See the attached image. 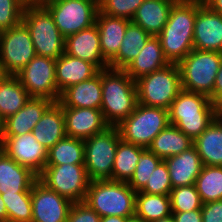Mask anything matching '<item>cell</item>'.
Returning a JSON list of instances; mask_svg holds the SVG:
<instances>
[{"instance_id": "9f6ffc18", "label": "cell", "mask_w": 222, "mask_h": 222, "mask_svg": "<svg viewBox=\"0 0 222 222\" xmlns=\"http://www.w3.org/2000/svg\"><path fill=\"white\" fill-rule=\"evenodd\" d=\"M215 106H222V98L217 103H215Z\"/></svg>"}, {"instance_id": "2e32d148", "label": "cell", "mask_w": 222, "mask_h": 222, "mask_svg": "<svg viewBox=\"0 0 222 222\" xmlns=\"http://www.w3.org/2000/svg\"><path fill=\"white\" fill-rule=\"evenodd\" d=\"M193 46L201 51L222 53V16L211 11L202 0H197Z\"/></svg>"}, {"instance_id": "5b68a950", "label": "cell", "mask_w": 222, "mask_h": 222, "mask_svg": "<svg viewBox=\"0 0 222 222\" xmlns=\"http://www.w3.org/2000/svg\"><path fill=\"white\" fill-rule=\"evenodd\" d=\"M221 61L220 52L193 49L177 64L182 89L204 94L213 102V86Z\"/></svg>"}, {"instance_id": "d6a6232c", "label": "cell", "mask_w": 222, "mask_h": 222, "mask_svg": "<svg viewBox=\"0 0 222 222\" xmlns=\"http://www.w3.org/2000/svg\"><path fill=\"white\" fill-rule=\"evenodd\" d=\"M84 164V140L65 136L48 150L46 165Z\"/></svg>"}, {"instance_id": "f35d334b", "label": "cell", "mask_w": 222, "mask_h": 222, "mask_svg": "<svg viewBox=\"0 0 222 222\" xmlns=\"http://www.w3.org/2000/svg\"><path fill=\"white\" fill-rule=\"evenodd\" d=\"M143 2L144 0H98V7L101 13L108 16L132 20Z\"/></svg>"}, {"instance_id": "83f0119b", "label": "cell", "mask_w": 222, "mask_h": 222, "mask_svg": "<svg viewBox=\"0 0 222 222\" xmlns=\"http://www.w3.org/2000/svg\"><path fill=\"white\" fill-rule=\"evenodd\" d=\"M151 37L140 26L130 22L126 28L120 49L116 56L109 62V68L124 70L135 59L140 50Z\"/></svg>"}, {"instance_id": "b9f144b4", "label": "cell", "mask_w": 222, "mask_h": 222, "mask_svg": "<svg viewBox=\"0 0 222 222\" xmlns=\"http://www.w3.org/2000/svg\"><path fill=\"white\" fill-rule=\"evenodd\" d=\"M101 217L85 202L73 203L66 222H100Z\"/></svg>"}, {"instance_id": "f5cc1de1", "label": "cell", "mask_w": 222, "mask_h": 222, "mask_svg": "<svg viewBox=\"0 0 222 222\" xmlns=\"http://www.w3.org/2000/svg\"><path fill=\"white\" fill-rule=\"evenodd\" d=\"M126 222H145V221L136 214H134L132 216L127 217Z\"/></svg>"}, {"instance_id": "44dd1931", "label": "cell", "mask_w": 222, "mask_h": 222, "mask_svg": "<svg viewBox=\"0 0 222 222\" xmlns=\"http://www.w3.org/2000/svg\"><path fill=\"white\" fill-rule=\"evenodd\" d=\"M164 161L169 170L172 188L195 184L204 166L194 145L178 155L165 158Z\"/></svg>"}, {"instance_id": "7dc6e473", "label": "cell", "mask_w": 222, "mask_h": 222, "mask_svg": "<svg viewBox=\"0 0 222 222\" xmlns=\"http://www.w3.org/2000/svg\"><path fill=\"white\" fill-rule=\"evenodd\" d=\"M214 121L222 129V106H214Z\"/></svg>"}, {"instance_id": "ab89813d", "label": "cell", "mask_w": 222, "mask_h": 222, "mask_svg": "<svg viewBox=\"0 0 222 222\" xmlns=\"http://www.w3.org/2000/svg\"><path fill=\"white\" fill-rule=\"evenodd\" d=\"M172 184L167 164L162 160L153 170L145 187L140 191L147 194L170 195Z\"/></svg>"}, {"instance_id": "ee69618b", "label": "cell", "mask_w": 222, "mask_h": 222, "mask_svg": "<svg viewBox=\"0 0 222 222\" xmlns=\"http://www.w3.org/2000/svg\"><path fill=\"white\" fill-rule=\"evenodd\" d=\"M172 216L175 222H202L201 210L172 212Z\"/></svg>"}, {"instance_id": "d590c367", "label": "cell", "mask_w": 222, "mask_h": 222, "mask_svg": "<svg viewBox=\"0 0 222 222\" xmlns=\"http://www.w3.org/2000/svg\"><path fill=\"white\" fill-rule=\"evenodd\" d=\"M0 195L7 209V222H32L31 192Z\"/></svg>"}, {"instance_id": "bcb514c9", "label": "cell", "mask_w": 222, "mask_h": 222, "mask_svg": "<svg viewBox=\"0 0 222 222\" xmlns=\"http://www.w3.org/2000/svg\"><path fill=\"white\" fill-rule=\"evenodd\" d=\"M211 11L222 16V0H202Z\"/></svg>"}, {"instance_id": "c3c4849f", "label": "cell", "mask_w": 222, "mask_h": 222, "mask_svg": "<svg viewBox=\"0 0 222 222\" xmlns=\"http://www.w3.org/2000/svg\"><path fill=\"white\" fill-rule=\"evenodd\" d=\"M100 222H126V217L121 216H103Z\"/></svg>"}, {"instance_id": "6da1fadb", "label": "cell", "mask_w": 222, "mask_h": 222, "mask_svg": "<svg viewBox=\"0 0 222 222\" xmlns=\"http://www.w3.org/2000/svg\"><path fill=\"white\" fill-rule=\"evenodd\" d=\"M196 13L197 0H177L173 4L168 21L157 36L170 64H178L194 49Z\"/></svg>"}, {"instance_id": "484cf974", "label": "cell", "mask_w": 222, "mask_h": 222, "mask_svg": "<svg viewBox=\"0 0 222 222\" xmlns=\"http://www.w3.org/2000/svg\"><path fill=\"white\" fill-rule=\"evenodd\" d=\"M170 63L166 59L160 40L157 36H151L139 55L133 59L124 71L133 79L158 71Z\"/></svg>"}, {"instance_id": "277c9868", "label": "cell", "mask_w": 222, "mask_h": 222, "mask_svg": "<svg viewBox=\"0 0 222 222\" xmlns=\"http://www.w3.org/2000/svg\"><path fill=\"white\" fill-rule=\"evenodd\" d=\"M136 193L127 182L91 181L83 202L100 217H129L135 214Z\"/></svg>"}, {"instance_id": "f907efd6", "label": "cell", "mask_w": 222, "mask_h": 222, "mask_svg": "<svg viewBox=\"0 0 222 222\" xmlns=\"http://www.w3.org/2000/svg\"><path fill=\"white\" fill-rule=\"evenodd\" d=\"M25 7L26 6H43L45 0H19Z\"/></svg>"}, {"instance_id": "cb8c5ba5", "label": "cell", "mask_w": 222, "mask_h": 222, "mask_svg": "<svg viewBox=\"0 0 222 222\" xmlns=\"http://www.w3.org/2000/svg\"><path fill=\"white\" fill-rule=\"evenodd\" d=\"M99 72L92 63L63 53L56 59V84L60 94L70 86L91 79Z\"/></svg>"}, {"instance_id": "8fae6325", "label": "cell", "mask_w": 222, "mask_h": 222, "mask_svg": "<svg viewBox=\"0 0 222 222\" xmlns=\"http://www.w3.org/2000/svg\"><path fill=\"white\" fill-rule=\"evenodd\" d=\"M43 6L64 37L92 27L99 10L98 0H48Z\"/></svg>"}, {"instance_id": "e0dca14e", "label": "cell", "mask_w": 222, "mask_h": 222, "mask_svg": "<svg viewBox=\"0 0 222 222\" xmlns=\"http://www.w3.org/2000/svg\"><path fill=\"white\" fill-rule=\"evenodd\" d=\"M64 53L94 64L99 70L109 68L100 47L98 27L81 30L65 37Z\"/></svg>"}, {"instance_id": "7402d4cb", "label": "cell", "mask_w": 222, "mask_h": 222, "mask_svg": "<svg viewBox=\"0 0 222 222\" xmlns=\"http://www.w3.org/2000/svg\"><path fill=\"white\" fill-rule=\"evenodd\" d=\"M38 176L0 151V194L31 192Z\"/></svg>"}, {"instance_id": "816d5d0a", "label": "cell", "mask_w": 222, "mask_h": 222, "mask_svg": "<svg viewBox=\"0 0 222 222\" xmlns=\"http://www.w3.org/2000/svg\"><path fill=\"white\" fill-rule=\"evenodd\" d=\"M10 74L5 69L4 65L0 61V83L4 81Z\"/></svg>"}, {"instance_id": "4dcf8cb0", "label": "cell", "mask_w": 222, "mask_h": 222, "mask_svg": "<svg viewBox=\"0 0 222 222\" xmlns=\"http://www.w3.org/2000/svg\"><path fill=\"white\" fill-rule=\"evenodd\" d=\"M26 89L16 75H9L0 83V116L3 120L14 115L29 100Z\"/></svg>"}, {"instance_id": "e575fe53", "label": "cell", "mask_w": 222, "mask_h": 222, "mask_svg": "<svg viewBox=\"0 0 222 222\" xmlns=\"http://www.w3.org/2000/svg\"><path fill=\"white\" fill-rule=\"evenodd\" d=\"M195 187L203 204L222 199V166H203Z\"/></svg>"}, {"instance_id": "9a60e30c", "label": "cell", "mask_w": 222, "mask_h": 222, "mask_svg": "<svg viewBox=\"0 0 222 222\" xmlns=\"http://www.w3.org/2000/svg\"><path fill=\"white\" fill-rule=\"evenodd\" d=\"M32 222H66L72 202L37 180L31 188Z\"/></svg>"}, {"instance_id": "ffe728a7", "label": "cell", "mask_w": 222, "mask_h": 222, "mask_svg": "<svg viewBox=\"0 0 222 222\" xmlns=\"http://www.w3.org/2000/svg\"><path fill=\"white\" fill-rule=\"evenodd\" d=\"M62 107L100 109L102 103L101 70L91 79L65 89L59 97Z\"/></svg>"}, {"instance_id": "8d00e7d4", "label": "cell", "mask_w": 222, "mask_h": 222, "mask_svg": "<svg viewBox=\"0 0 222 222\" xmlns=\"http://www.w3.org/2000/svg\"><path fill=\"white\" fill-rule=\"evenodd\" d=\"M162 161L161 158L157 157L148 148H143L139 152V159L134 171L133 176L127 182L128 185L135 191H141L147 184L153 170Z\"/></svg>"}, {"instance_id": "ac0fdd59", "label": "cell", "mask_w": 222, "mask_h": 222, "mask_svg": "<svg viewBox=\"0 0 222 222\" xmlns=\"http://www.w3.org/2000/svg\"><path fill=\"white\" fill-rule=\"evenodd\" d=\"M66 136L85 140L110 127L100 109L63 107Z\"/></svg>"}, {"instance_id": "7c38bea8", "label": "cell", "mask_w": 222, "mask_h": 222, "mask_svg": "<svg viewBox=\"0 0 222 222\" xmlns=\"http://www.w3.org/2000/svg\"><path fill=\"white\" fill-rule=\"evenodd\" d=\"M56 59L36 55L16 76L30 97L47 98L58 102L55 75Z\"/></svg>"}, {"instance_id": "74e56055", "label": "cell", "mask_w": 222, "mask_h": 222, "mask_svg": "<svg viewBox=\"0 0 222 222\" xmlns=\"http://www.w3.org/2000/svg\"><path fill=\"white\" fill-rule=\"evenodd\" d=\"M171 212H189L201 210L203 202L195 184L190 186H179L170 191Z\"/></svg>"}, {"instance_id": "4316f807", "label": "cell", "mask_w": 222, "mask_h": 222, "mask_svg": "<svg viewBox=\"0 0 222 222\" xmlns=\"http://www.w3.org/2000/svg\"><path fill=\"white\" fill-rule=\"evenodd\" d=\"M37 141L49 150L66 136L63 107L54 102L31 131Z\"/></svg>"}, {"instance_id": "f6af8a7d", "label": "cell", "mask_w": 222, "mask_h": 222, "mask_svg": "<svg viewBox=\"0 0 222 222\" xmlns=\"http://www.w3.org/2000/svg\"><path fill=\"white\" fill-rule=\"evenodd\" d=\"M222 98V61L219 66V71L215 78L213 86V103H217Z\"/></svg>"}, {"instance_id": "7a4b0ae2", "label": "cell", "mask_w": 222, "mask_h": 222, "mask_svg": "<svg viewBox=\"0 0 222 222\" xmlns=\"http://www.w3.org/2000/svg\"><path fill=\"white\" fill-rule=\"evenodd\" d=\"M102 103L100 110L106 123L118 126L137 105V89L124 70L106 68L101 70Z\"/></svg>"}, {"instance_id": "1f68e13d", "label": "cell", "mask_w": 222, "mask_h": 222, "mask_svg": "<svg viewBox=\"0 0 222 222\" xmlns=\"http://www.w3.org/2000/svg\"><path fill=\"white\" fill-rule=\"evenodd\" d=\"M135 214L145 222H154L172 215L170 196L136 193Z\"/></svg>"}, {"instance_id": "603a6c76", "label": "cell", "mask_w": 222, "mask_h": 222, "mask_svg": "<svg viewBox=\"0 0 222 222\" xmlns=\"http://www.w3.org/2000/svg\"><path fill=\"white\" fill-rule=\"evenodd\" d=\"M130 22L129 19L108 16L98 10L95 24L98 27L102 55L108 63L118 53Z\"/></svg>"}, {"instance_id": "52a82bcc", "label": "cell", "mask_w": 222, "mask_h": 222, "mask_svg": "<svg viewBox=\"0 0 222 222\" xmlns=\"http://www.w3.org/2000/svg\"><path fill=\"white\" fill-rule=\"evenodd\" d=\"M22 22L29 30L36 55L58 59L64 53L65 37L44 6L24 7Z\"/></svg>"}, {"instance_id": "f546056e", "label": "cell", "mask_w": 222, "mask_h": 222, "mask_svg": "<svg viewBox=\"0 0 222 222\" xmlns=\"http://www.w3.org/2000/svg\"><path fill=\"white\" fill-rule=\"evenodd\" d=\"M193 145L204 166H222V129L213 120Z\"/></svg>"}, {"instance_id": "836d02e7", "label": "cell", "mask_w": 222, "mask_h": 222, "mask_svg": "<svg viewBox=\"0 0 222 222\" xmlns=\"http://www.w3.org/2000/svg\"><path fill=\"white\" fill-rule=\"evenodd\" d=\"M141 146L130 144L121 140L118 143L114 165L112 168V180L128 182L136 169Z\"/></svg>"}, {"instance_id": "30bf717a", "label": "cell", "mask_w": 222, "mask_h": 222, "mask_svg": "<svg viewBox=\"0 0 222 222\" xmlns=\"http://www.w3.org/2000/svg\"><path fill=\"white\" fill-rule=\"evenodd\" d=\"M38 180L72 203L84 201L91 182L84 164L46 165Z\"/></svg>"}, {"instance_id": "ba28073f", "label": "cell", "mask_w": 222, "mask_h": 222, "mask_svg": "<svg viewBox=\"0 0 222 222\" xmlns=\"http://www.w3.org/2000/svg\"><path fill=\"white\" fill-rule=\"evenodd\" d=\"M137 102L142 105L169 109L172 101L182 90L177 64L144 75L135 80Z\"/></svg>"}, {"instance_id": "60d3db41", "label": "cell", "mask_w": 222, "mask_h": 222, "mask_svg": "<svg viewBox=\"0 0 222 222\" xmlns=\"http://www.w3.org/2000/svg\"><path fill=\"white\" fill-rule=\"evenodd\" d=\"M24 7L19 0H0V33L22 21Z\"/></svg>"}, {"instance_id": "3957f363", "label": "cell", "mask_w": 222, "mask_h": 222, "mask_svg": "<svg viewBox=\"0 0 222 222\" xmlns=\"http://www.w3.org/2000/svg\"><path fill=\"white\" fill-rule=\"evenodd\" d=\"M211 99L201 93L181 90L169 109V123L195 140L214 120Z\"/></svg>"}, {"instance_id": "7bdbcfd3", "label": "cell", "mask_w": 222, "mask_h": 222, "mask_svg": "<svg viewBox=\"0 0 222 222\" xmlns=\"http://www.w3.org/2000/svg\"><path fill=\"white\" fill-rule=\"evenodd\" d=\"M202 222H222V199L203 204Z\"/></svg>"}, {"instance_id": "11a10c76", "label": "cell", "mask_w": 222, "mask_h": 222, "mask_svg": "<svg viewBox=\"0 0 222 222\" xmlns=\"http://www.w3.org/2000/svg\"><path fill=\"white\" fill-rule=\"evenodd\" d=\"M154 222H175V221H174L173 216L170 215V216H168V217H165V218L159 219V220L154 221Z\"/></svg>"}, {"instance_id": "5bb4252c", "label": "cell", "mask_w": 222, "mask_h": 222, "mask_svg": "<svg viewBox=\"0 0 222 222\" xmlns=\"http://www.w3.org/2000/svg\"><path fill=\"white\" fill-rule=\"evenodd\" d=\"M1 150L17 164L39 176L47 163L48 150L32 133L19 136H3Z\"/></svg>"}, {"instance_id": "681fc988", "label": "cell", "mask_w": 222, "mask_h": 222, "mask_svg": "<svg viewBox=\"0 0 222 222\" xmlns=\"http://www.w3.org/2000/svg\"><path fill=\"white\" fill-rule=\"evenodd\" d=\"M0 222H7V209L0 195Z\"/></svg>"}, {"instance_id": "d6986e66", "label": "cell", "mask_w": 222, "mask_h": 222, "mask_svg": "<svg viewBox=\"0 0 222 222\" xmlns=\"http://www.w3.org/2000/svg\"><path fill=\"white\" fill-rule=\"evenodd\" d=\"M53 103L47 98L30 97L20 110L4 120L3 136H19L31 133L44 112Z\"/></svg>"}, {"instance_id": "db71d44e", "label": "cell", "mask_w": 222, "mask_h": 222, "mask_svg": "<svg viewBox=\"0 0 222 222\" xmlns=\"http://www.w3.org/2000/svg\"><path fill=\"white\" fill-rule=\"evenodd\" d=\"M4 120L0 116V146L3 142Z\"/></svg>"}, {"instance_id": "9c48e42d", "label": "cell", "mask_w": 222, "mask_h": 222, "mask_svg": "<svg viewBox=\"0 0 222 222\" xmlns=\"http://www.w3.org/2000/svg\"><path fill=\"white\" fill-rule=\"evenodd\" d=\"M121 141L117 127L84 140V165L90 181L112 180V168L118 143Z\"/></svg>"}, {"instance_id": "d4e9b609", "label": "cell", "mask_w": 222, "mask_h": 222, "mask_svg": "<svg viewBox=\"0 0 222 222\" xmlns=\"http://www.w3.org/2000/svg\"><path fill=\"white\" fill-rule=\"evenodd\" d=\"M177 0H144L131 22L151 36H158L168 21L170 10Z\"/></svg>"}, {"instance_id": "f1b7e54d", "label": "cell", "mask_w": 222, "mask_h": 222, "mask_svg": "<svg viewBox=\"0 0 222 222\" xmlns=\"http://www.w3.org/2000/svg\"><path fill=\"white\" fill-rule=\"evenodd\" d=\"M193 146V140L174 125L169 124L153 139L148 149L164 160Z\"/></svg>"}, {"instance_id": "4fadbf2b", "label": "cell", "mask_w": 222, "mask_h": 222, "mask_svg": "<svg viewBox=\"0 0 222 222\" xmlns=\"http://www.w3.org/2000/svg\"><path fill=\"white\" fill-rule=\"evenodd\" d=\"M35 56L29 30L22 21L0 33V61L10 75H16Z\"/></svg>"}, {"instance_id": "8992f818", "label": "cell", "mask_w": 222, "mask_h": 222, "mask_svg": "<svg viewBox=\"0 0 222 222\" xmlns=\"http://www.w3.org/2000/svg\"><path fill=\"white\" fill-rule=\"evenodd\" d=\"M169 124L167 109L137 103L134 111L116 127L124 142L148 148Z\"/></svg>"}]
</instances>
